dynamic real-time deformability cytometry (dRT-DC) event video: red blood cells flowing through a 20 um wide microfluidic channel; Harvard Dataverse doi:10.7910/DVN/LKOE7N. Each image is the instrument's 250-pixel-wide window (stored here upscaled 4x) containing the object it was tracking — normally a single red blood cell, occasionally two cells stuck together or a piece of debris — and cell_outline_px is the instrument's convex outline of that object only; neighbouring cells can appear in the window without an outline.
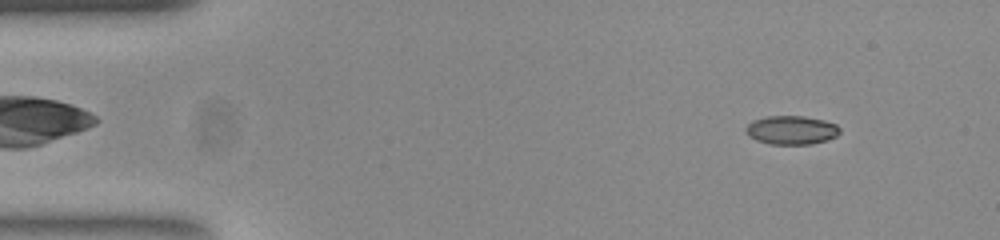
{"species": "common noctule bat (a hibernating species)", "species_latin": "Nyctalus noctula", "temperature_condition": "room temperature", "stored_images_in_passage": 52, "camera_frame_rate_fps": 3000, "um_per_image_px": 0.085, "animal": {"sex": "female", "body_mass_g": 23.0, "forearm_length_mm": 53.4}, "frame": {"image": 1, "passage_image": 5, "time_ms": 1.333, "image_size_px": [1000, 240], "cell_outline_px": [[840, 132], [836, 136], [828, 140], [812, 144], [772, 144], [756, 140], [748, 136], [744, 128], [752, 120], [764, 116], [804, 116], [824, 120], [836, 124], [840, 128]], "centroid_in_image_um": [67.26, 11.05], "position_along_channel_um": 17.7, "area_um2": 15.9}}
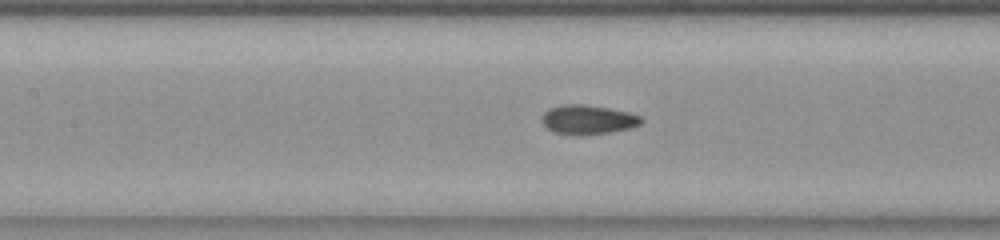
{"frame": {"image": 2, "passage_image": 23, "time_ms": 7.333, "image_size_px": [1000, 240], "cell_outline_px": [[644, 120], [640, 124], [632, 128], [608, 132], [580, 136], [552, 132], [544, 124], [544, 112], [548, 108], [564, 104], [584, 104], [608, 108], [628, 112], [640, 116]], "centroid_in_image_um": [49.99, 10.17], "position_along_channel_um": 157.4, "area_um2": 16.94}}
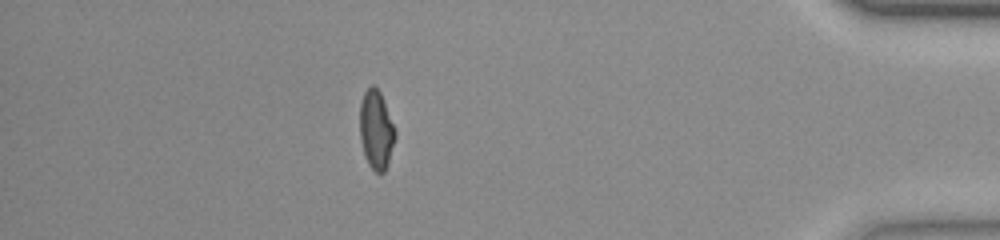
{"frame": {"image": 3, "passage_image": 46, "time_ms": 15.0, "image_size_px": [1000, 240], "cell_outline_px": [[396, 136], [384, 172], [376, 172], [368, 164], [364, 156], [360, 140], [360, 104], [364, 92], [372, 84], [380, 92], [396, 132]], "centroid_in_image_um": [31.95, 11.03], "position_along_channel_um": 403.3, "area_um2": 15.95}, "authors_computed_cell_mechanics": {"area_um2": 16.2418, "velocity_mm_per_s": 3.8447, "shape_relaxation_time_tau1_ms": 6.4322, "shape_relaxation_time_tau2_ms": 1.0897, "deformation_change_tau1": 0.1984, "deformation_change_tau2": 0.0583}}